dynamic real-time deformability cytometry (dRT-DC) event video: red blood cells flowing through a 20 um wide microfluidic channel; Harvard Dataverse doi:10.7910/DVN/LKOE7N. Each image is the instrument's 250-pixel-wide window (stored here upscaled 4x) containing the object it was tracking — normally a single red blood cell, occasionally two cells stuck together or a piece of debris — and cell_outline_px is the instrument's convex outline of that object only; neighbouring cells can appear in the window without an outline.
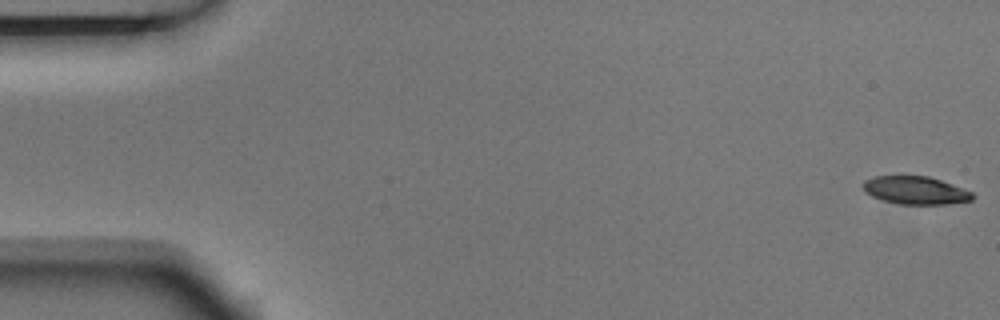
{"species": "Egyptian fruit bat (a non-hibernating species)", "species_latin": "Rousettus aegyptiacus", "temperature_condition": "room temperature", "stored_images_in_passage": 5, "camera_frame_rate_fps": 3000, "um_per_image_px": 0.085, "animal": {"sex": "male"}, "frame": {"image": 1, "passage_image": 1, "time_ms": 0.0, "image_size_px": [1000, 320], "cell_outline_px": [[976, 196], [972, 200], [948, 204], [900, 204], [884, 200], [872, 196], [864, 192], [864, 180], [876, 176], [928, 176], [940, 180], [972, 192]], "centroid_in_image_um": [77.83, 16.18], "position_along_channel_um": 7.2, "area_um2": 17.63}}
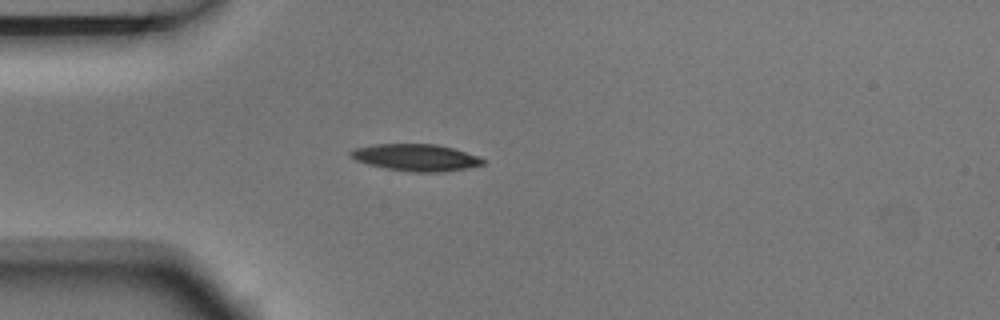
{"frame": {"image": 2, "passage_image": 5, "time_ms": 1.333, "image_size_px": [1000, 320], "cell_outline_px": [[484, 164], [464, 168], [440, 172], [416, 172], [388, 168], [368, 164], [356, 160], [348, 152], [356, 148], [376, 144], [436, 144], [452, 148], [480, 156], [484, 160]], "centroid_in_image_um": [35.37, 13.38], "position_along_channel_um": 49.6, "area_um2": 20.35}}